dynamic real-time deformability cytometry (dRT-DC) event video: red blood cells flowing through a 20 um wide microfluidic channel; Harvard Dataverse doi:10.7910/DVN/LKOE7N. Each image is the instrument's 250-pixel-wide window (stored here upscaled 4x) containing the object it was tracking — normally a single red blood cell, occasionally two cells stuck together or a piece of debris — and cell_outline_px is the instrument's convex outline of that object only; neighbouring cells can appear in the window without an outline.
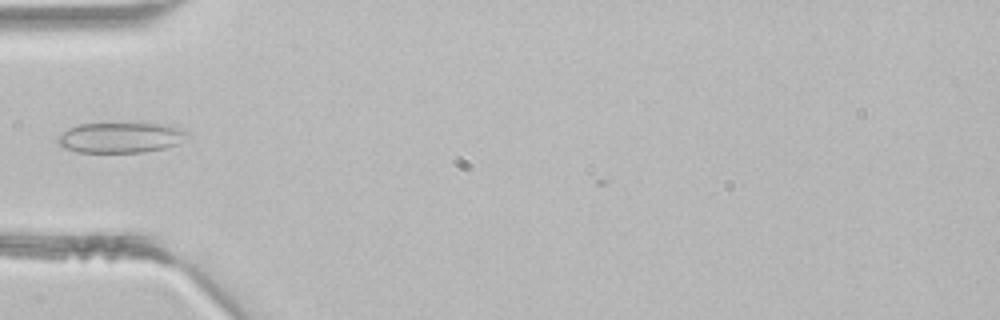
{"species": "common noctule bat (a hibernating species)", "species_latin": "Nyctalus noctula", "temperature_condition": "room temperature", "stored_images_in_passage": 2, "camera_frame_rate_fps": 3000, "um_per_image_px": 0.085, "animal": {"sex": "male", "body_mass_g": 21.5, "forearm_length_mm": 52.0}, "frame": {"image": 1, "passage_image": 2, "time_ms": 0.333, "image_size_px": [1000, 320], "cell_outline_px": [[188, 136], [176, 144], [164, 148], [144, 152], [76, 152], [60, 144], [56, 140], [68, 128], [80, 124], [172, 124], [188, 132]], "centroid_in_image_um": [10.29, 11.69], "position_along_channel_um": 74.7, "area_um2": 22.6}}